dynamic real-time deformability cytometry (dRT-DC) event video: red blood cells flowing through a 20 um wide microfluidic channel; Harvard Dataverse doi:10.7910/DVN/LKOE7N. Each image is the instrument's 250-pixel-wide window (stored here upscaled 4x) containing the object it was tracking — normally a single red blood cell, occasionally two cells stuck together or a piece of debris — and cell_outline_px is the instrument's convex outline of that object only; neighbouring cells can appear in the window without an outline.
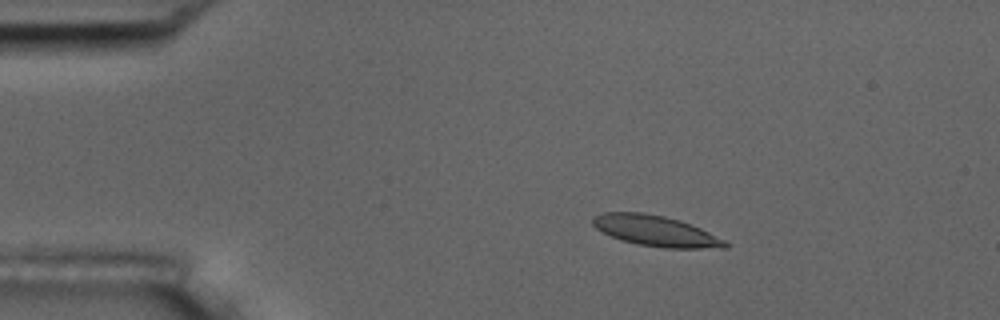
{"species": "common noctule bat (a hibernating species)", "species_latin": "Nyctalus noctula", "temperature_condition": "room temperature", "stored_images_in_passage": 47, "camera_frame_rate_fps": 3000, "um_per_image_px": 0.085, "animal": {"sex": "male", "body_mass_g": 17.5, "forearm_length_mm": 52.3}, "frame": {"image": 1, "passage_image": 1, "time_ms": 0.0, "image_size_px": [1000, 320], "cell_outline_px": [[728, 248], [664, 248], [636, 244], [620, 240], [596, 228], [592, 224], [592, 216], [604, 212], [644, 212], [664, 216], [680, 220], [700, 228], [724, 240], [728, 244]], "centroid_in_image_um": [55.71, 19.62], "position_along_channel_um": 29.3, "area_um2": 23.64}}
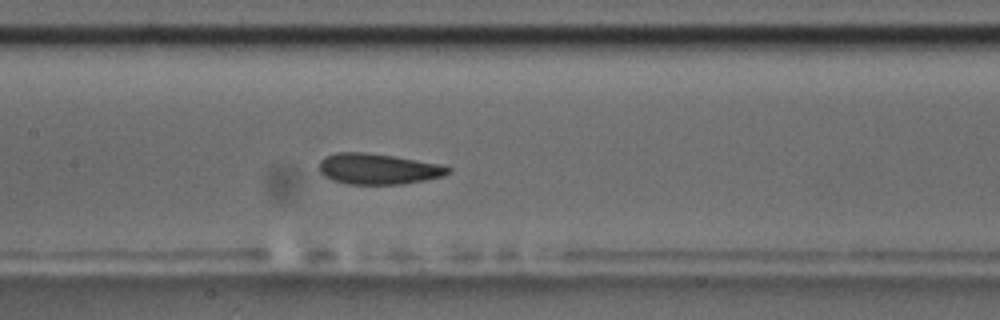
{"frame": {"image": 2, "passage_image": 18, "time_ms": 5.667, "image_size_px": [1000, 320], "cell_outline_px": [[452, 172], [444, 176], [404, 184], [348, 184], [332, 180], [324, 176], [320, 172], [320, 160], [324, 156], [336, 152], [364, 152], [392, 156], [440, 164], [452, 168]], "centroid_in_image_um": [32.14, 14.36], "position_along_channel_um": 175.3, "area_um2": 23.18}}
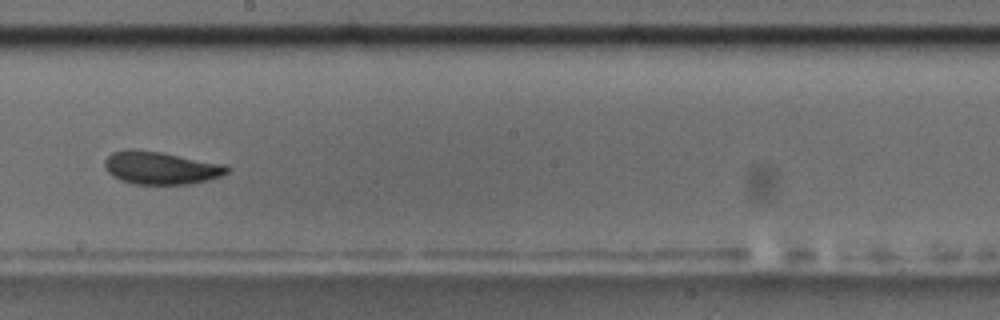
{"frame": {"image": 3, "passage_image": 23, "time_ms": 7.333, "image_size_px": [1000, 320], "cell_outline_px": [[232, 168], [228, 172], [220, 176], [208, 180], [188, 184], [136, 184], [120, 180], [112, 176], [104, 168], [104, 160], [112, 152], [124, 148], [132, 148], [160, 152], [228, 164]], "centroid_in_image_um": [13.67, 14.25], "position_along_channel_um": 234.5, "area_um2": 23.76}, "authors_computed_cell_mechanics": {"area_um2": 23.409, "velocity_mm_per_s": 3.583, "shape_relaxation_time_tau1_ms": 4.6345, "shape_relaxation_time_tau2_ms": 0.9183, "deformation_change_tau1": 0.1367, "deformation_change_tau2": 0.0551}}